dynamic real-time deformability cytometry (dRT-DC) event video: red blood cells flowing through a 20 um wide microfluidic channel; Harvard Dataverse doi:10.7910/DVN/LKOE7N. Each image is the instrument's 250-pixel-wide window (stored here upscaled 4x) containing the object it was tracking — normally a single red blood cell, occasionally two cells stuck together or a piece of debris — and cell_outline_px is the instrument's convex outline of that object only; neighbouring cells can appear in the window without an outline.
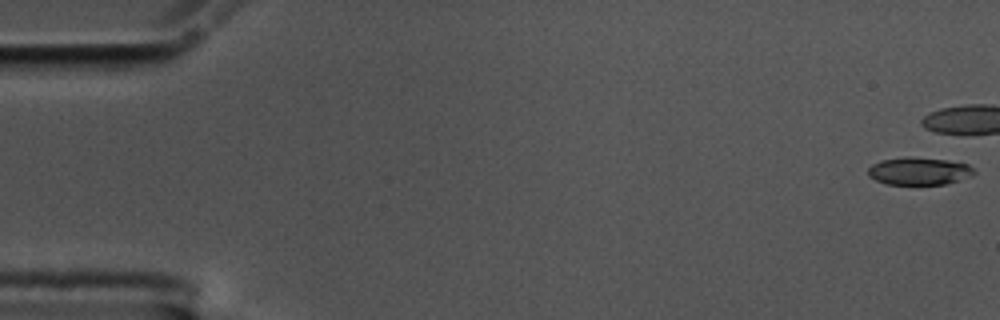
{"species": "common noctule bat (a hibernating species)", "species_latin": "Nyctalus noctula", "temperature_condition": "cold", "stored_images_in_passage": 10, "camera_frame_rate_fps": 3000, "um_per_image_px": 0.085, "animal": {"sex": "male", "body_mass_g": 17.5, "forearm_length_mm": 52.3}, "frame": {"image": 1, "passage_image": 1, "time_ms": 0.0, "image_size_px": [1000, 320], "cell_outline_px": [[976, 172], [972, 176], [944, 184], [888, 184], [876, 180], [868, 176], [868, 168], [872, 164], [880, 160], [904, 156], [912, 156], [948, 160], [968, 164]], "centroid_in_image_um": [78.1, 14.52], "position_along_channel_um": 6.9, "area_um2": 17.17}}